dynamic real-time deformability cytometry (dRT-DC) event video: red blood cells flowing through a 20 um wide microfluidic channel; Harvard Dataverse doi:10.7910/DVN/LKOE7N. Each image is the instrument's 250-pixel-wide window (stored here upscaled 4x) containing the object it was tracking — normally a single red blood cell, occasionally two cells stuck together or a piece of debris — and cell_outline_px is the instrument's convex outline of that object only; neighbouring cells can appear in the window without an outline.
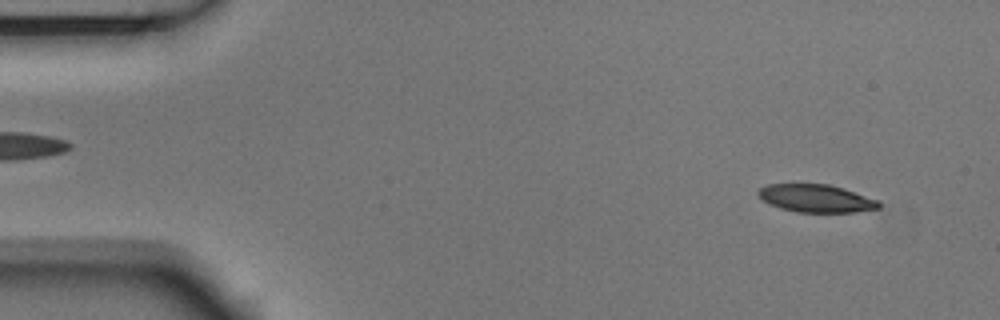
{"species": "Egyptian fruit bat (a non-hibernating species)", "species_latin": "Rousettus aegyptiacus", "temperature_condition": "room temperature", "stored_images_in_passage": 53, "camera_frame_rate_fps": 3000, "um_per_image_px": 0.085, "animal": {"sex": "male"}, "frame": {"image": 1, "passage_image": 4, "time_ms": 1.0, "image_size_px": [1000, 320], "cell_outline_px": [[880, 208], [856, 212], [796, 212], [780, 208], [764, 200], [756, 192], [760, 188], [768, 184], [828, 184], [844, 188], [880, 200]], "centroid_in_image_um": [69.42, 16.86], "position_along_channel_um": 15.6, "area_um2": 19.54}}
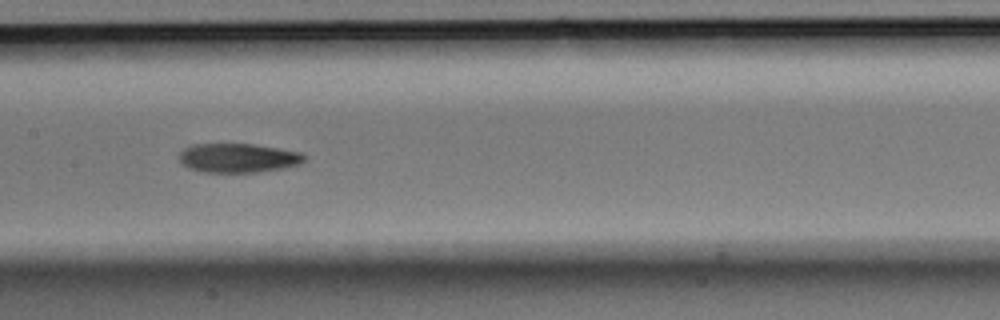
{"frame": {"image": 2, "passage_image": 26, "time_ms": 8.333, "image_size_px": [1000, 320], "cell_outline_px": [[308, 156], [300, 164], [284, 168], [256, 172], [200, 172], [188, 168], [180, 160], [180, 152], [184, 148], [192, 144], [252, 144], [280, 148], [304, 152]], "centroid_in_image_um": [20.29, 13.42], "position_along_channel_um": 187.1, "area_um2": 21.44}}
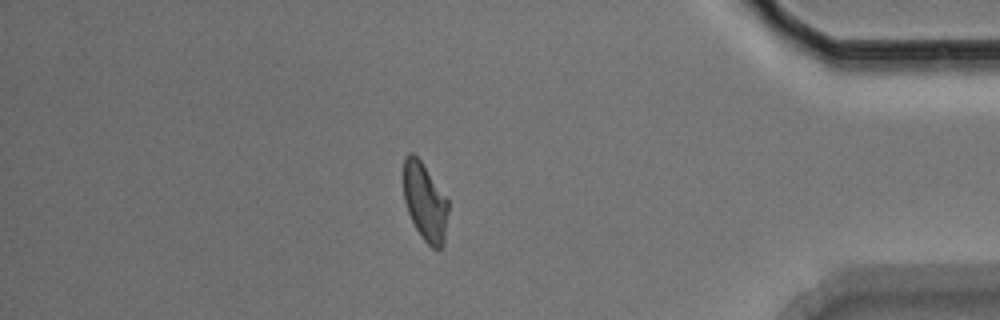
{"frame": {"image": 3, "passage_image": 46, "time_ms": 15.0, "image_size_px": [1000, 320], "cell_outline_px": [[448, 212], [444, 244], [440, 248], [432, 248], [420, 236], [408, 212], [404, 200], [404, 156], [408, 152], [412, 152], [420, 160], [448, 200]], "centroid_in_image_um": [36.12, 17.17], "position_along_channel_um": 399.1, "area_um2": 20.11}, "authors_computed_cell_mechanics": {"area_um2": 21.4438, "velocity_mm_per_s": 3.7221, "shape_relaxation_time_tau1_ms": 6.3698, "shape_relaxation_time_tau2_ms": 4.3843, "deformation_change_tau1": 0.1627, "deformation_change_tau2": 0.1118}}